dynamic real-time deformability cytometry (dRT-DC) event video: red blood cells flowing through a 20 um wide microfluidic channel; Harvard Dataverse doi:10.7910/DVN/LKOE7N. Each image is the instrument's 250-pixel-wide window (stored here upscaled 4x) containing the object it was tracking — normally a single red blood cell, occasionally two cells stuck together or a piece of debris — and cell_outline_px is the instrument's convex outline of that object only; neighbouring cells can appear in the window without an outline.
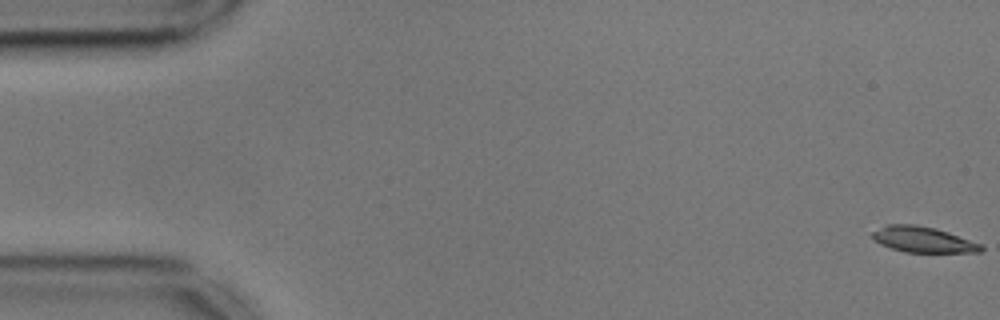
{"species": "common noctule bat (a hibernating species)", "species_latin": "Nyctalus noctula", "temperature_condition": "cold", "stored_images_in_passage": 56, "camera_frame_rate_fps": 3000, "um_per_image_px": 0.085, "animal": {"sex": "male", "body_mass_g": 17.9, "forearm_length_mm": 54.2}, "frame": {"image": 1, "passage_image": 1, "time_ms": 0.0, "image_size_px": [1000, 320], "cell_outline_px": [[984, 248], [980, 252], [904, 252], [880, 244], [872, 240], [872, 232], [888, 224], [916, 224], [936, 228], [948, 232], [980, 244]], "centroid_in_image_um": [78.42, 20.36], "position_along_channel_um": 6.6, "area_um2": 16.18}}
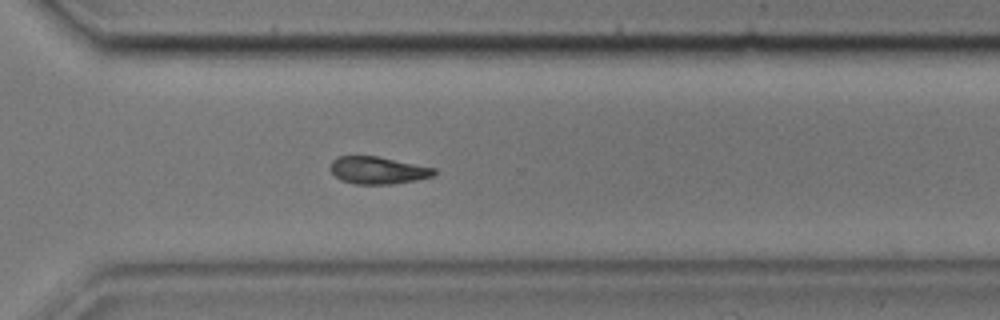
{"frame": {"image": 2, "passage_image": 40, "time_ms": 13.0, "image_size_px": [1000, 320], "cell_outline_px": [[436, 172], [432, 176], [416, 180], [392, 184], [352, 184], [340, 180], [328, 168], [332, 160], [336, 156], [376, 156], [436, 168]], "centroid_in_image_um": [32.07, 14.48], "position_along_channel_um": 338.5, "area_um2": 16.59}}
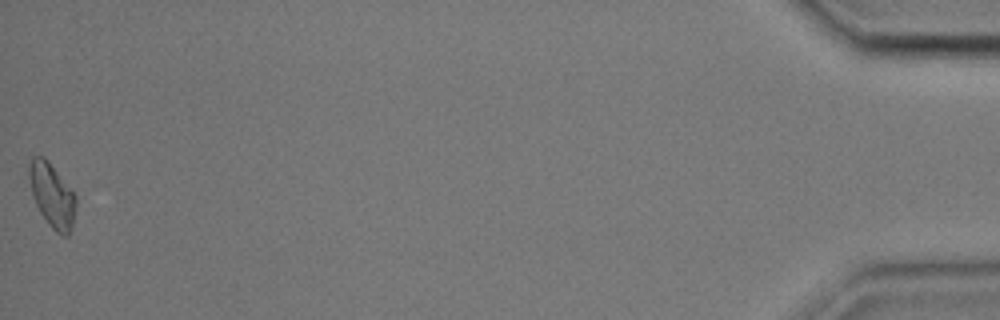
{"frame": {"image": 3, "passage_image": 56, "time_ms": 18.333, "image_size_px": [1000, 320], "cell_outline_px": [[76, 208], [72, 228], [68, 236], [60, 236], [48, 224], [40, 212], [32, 196], [28, 176], [28, 164], [32, 156], [44, 156], [48, 160], [76, 196]], "centroid_in_image_um": [4.41, 16.61], "position_along_channel_um": 430.8, "area_um2": 17.63}, "authors_computed_cell_mechanics": {"area_um2": 17.1666, "velocity_mm_per_s": 3.5765, "shape_relaxation_time_tau1_ms": 2.5223, "shape_relaxation_time_tau2_ms": null, "deformation_change_tau1": 0.1087, "deformation_change_tau2": null}}